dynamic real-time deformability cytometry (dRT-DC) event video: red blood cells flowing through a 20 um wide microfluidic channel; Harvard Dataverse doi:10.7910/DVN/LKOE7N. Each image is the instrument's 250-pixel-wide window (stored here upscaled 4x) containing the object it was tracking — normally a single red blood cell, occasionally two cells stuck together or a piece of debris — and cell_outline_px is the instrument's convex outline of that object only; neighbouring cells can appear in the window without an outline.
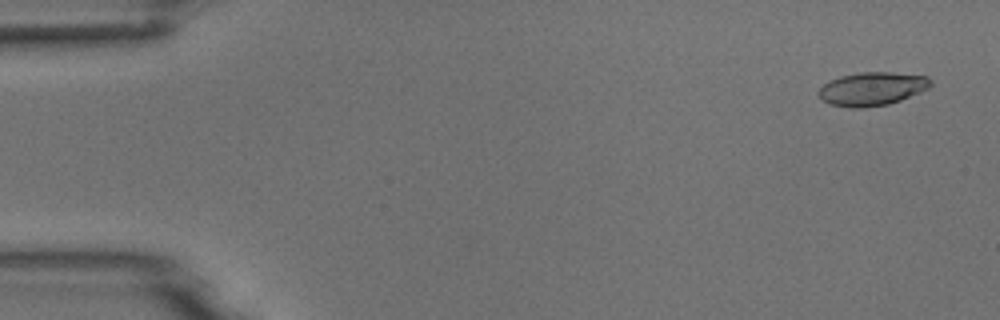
{"species": "common noctule bat (a hibernating species)", "species_latin": "Nyctalus noctula", "temperature_condition": "room temperature", "stored_images_in_passage": 5, "camera_frame_rate_fps": 3000, "um_per_image_px": 0.085, "animal": {"sex": "male", "body_mass_g": 18.8}, "frame": {"image": 1, "passage_image": 1, "time_ms": 0.0, "image_size_px": [1000, 320], "cell_outline_px": [[932, 84], [928, 88], [920, 92], [900, 100], [888, 104], [864, 108], [852, 108], [828, 104], [816, 92], [828, 80], [840, 76], [860, 72], [892, 72], [928, 76], [932, 80]], "centroid_in_image_um": [74.12, 7.54], "position_along_channel_um": 10.9, "area_um2": 21.96}}
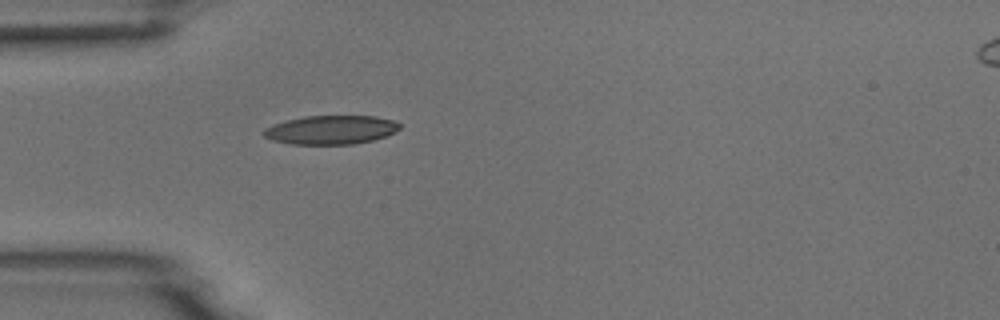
{"frame": {"image": 2, "passage_image": 5, "time_ms": 4.333, "image_size_px": [1000, 320], "cell_outline_px": [[400, 128], [396, 132], [388, 136], [372, 140], [352, 144], [292, 144], [272, 140], [264, 136], [260, 132], [264, 128], [272, 124], [304, 116], [376, 116], [392, 120], [400, 124]], "centroid_in_image_um": [28.12, 11.04], "position_along_channel_um": 56.9, "area_um2": 22.95}}